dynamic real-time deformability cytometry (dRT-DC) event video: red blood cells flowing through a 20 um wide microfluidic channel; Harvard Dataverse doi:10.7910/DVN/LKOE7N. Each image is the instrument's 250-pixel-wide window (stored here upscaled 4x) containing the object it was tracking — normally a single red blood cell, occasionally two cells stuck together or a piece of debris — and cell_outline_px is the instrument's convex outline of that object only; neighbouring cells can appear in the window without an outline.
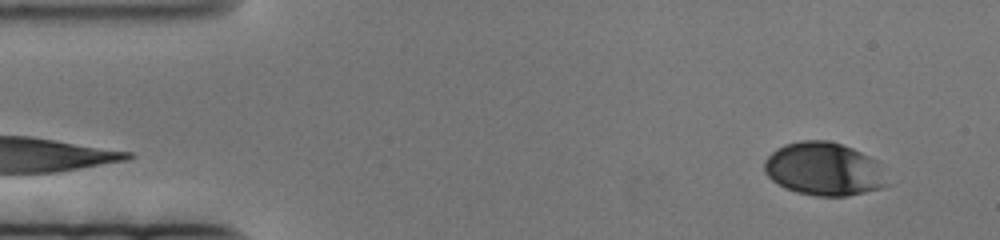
{"species": "human", "species_latin": "Homo sapiens", "temperature_condition": "cold", "stored_images_in_passage": 78, "camera_frame_rate_fps": 3000, "um_per_image_px": 0.085, "donor": {"sex": "female"}, "frame": {"image": 1, "passage_image": 3, "time_ms": 0.667, "image_size_px": [1000, 240], "cell_outline_px": [[892, 184], [880, 188], [848, 196], [816, 196], [796, 192], [784, 188], [772, 180], [764, 172], [764, 160], [776, 148], [784, 144], [800, 140], [828, 140], [852, 148], [876, 160]], "centroid_in_image_um": [70.04, 14.37], "position_along_channel_um": 15.0, "area_um2": 38.38}}
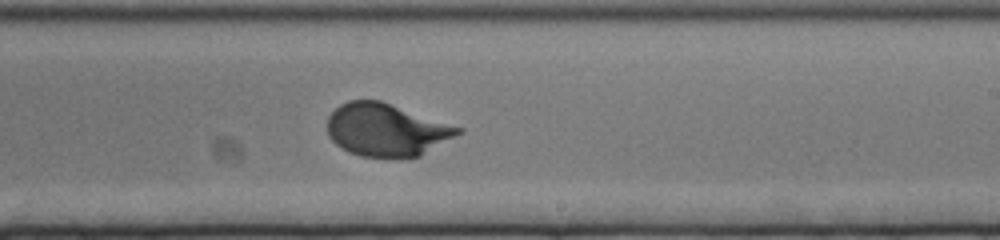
{"frame": {"image": 2, "passage_image": 44, "time_ms": 14.333, "image_size_px": [1000, 240], "cell_outline_px": [[464, 132], [420, 156], [360, 156], [348, 152], [336, 144], [328, 136], [328, 116], [340, 104], [348, 100], [380, 100], [464, 128]], "centroid_in_image_um": [32.86, 11.02], "position_along_channel_um": 256.1, "area_um2": 39.94}}
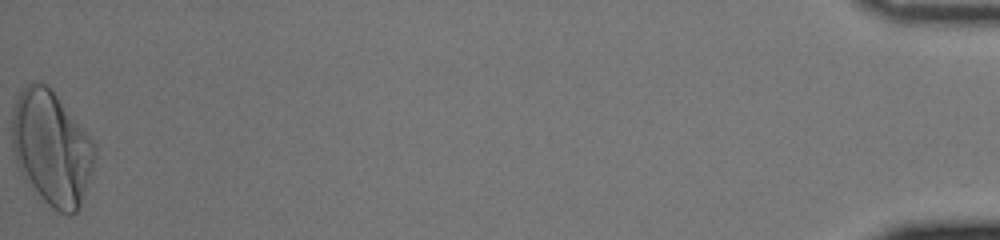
{"frame": {"image": 3, "passage_image": 78, "time_ms": 25.667, "image_size_px": [1000, 240], "cell_outline_px": [[96, 156], [80, 208], [76, 212], [68, 216], [52, 208], [24, 180], [16, 164], [12, 144], [12, 112], [16, 100], [20, 92], [32, 80], [36, 80], [48, 84], [92, 140], [96, 148]], "centroid_in_image_um": [4.37, 12.58], "position_along_channel_um": 430.8, "area_um2": 55.14}}